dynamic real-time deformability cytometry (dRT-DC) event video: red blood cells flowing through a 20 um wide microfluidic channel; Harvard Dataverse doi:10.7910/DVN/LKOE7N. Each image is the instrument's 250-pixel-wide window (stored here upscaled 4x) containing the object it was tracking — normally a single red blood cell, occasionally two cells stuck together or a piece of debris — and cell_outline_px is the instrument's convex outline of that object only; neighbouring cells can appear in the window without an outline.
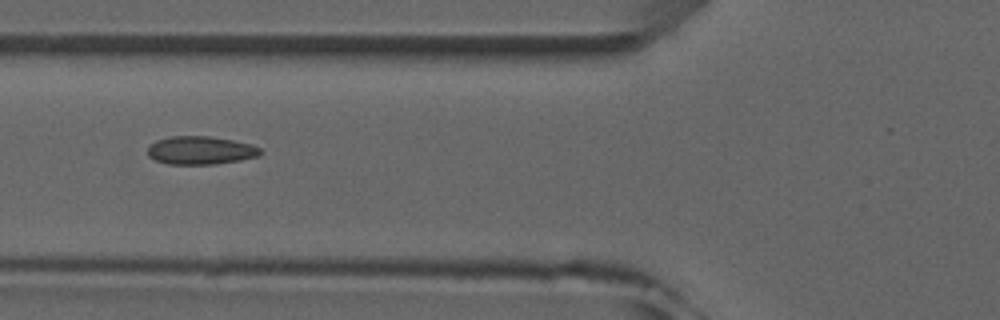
{"species": "common noctule bat (a hibernating species)", "species_latin": "Nyctalus noctula", "temperature_condition": "room temperature", "stored_images_in_passage": 6, "camera_frame_rate_fps": 3000, "um_per_image_px": 0.085, "animal": {"sex": "male", "forearm_length_mm": 52.5}, "frame": {"image": 1, "passage_image": 6, "time_ms": 5.667, "image_size_px": [1000, 320], "cell_outline_px": [[264, 152], [260, 156], [240, 160], [216, 164], [168, 164], [156, 160], [148, 156], [148, 144], [156, 140], [172, 136], [208, 136], [232, 140], [252, 144], [260, 148]], "centroid_in_image_um": [17.06, 12.78], "position_along_channel_um": 108.7, "area_um2": 18.67}}